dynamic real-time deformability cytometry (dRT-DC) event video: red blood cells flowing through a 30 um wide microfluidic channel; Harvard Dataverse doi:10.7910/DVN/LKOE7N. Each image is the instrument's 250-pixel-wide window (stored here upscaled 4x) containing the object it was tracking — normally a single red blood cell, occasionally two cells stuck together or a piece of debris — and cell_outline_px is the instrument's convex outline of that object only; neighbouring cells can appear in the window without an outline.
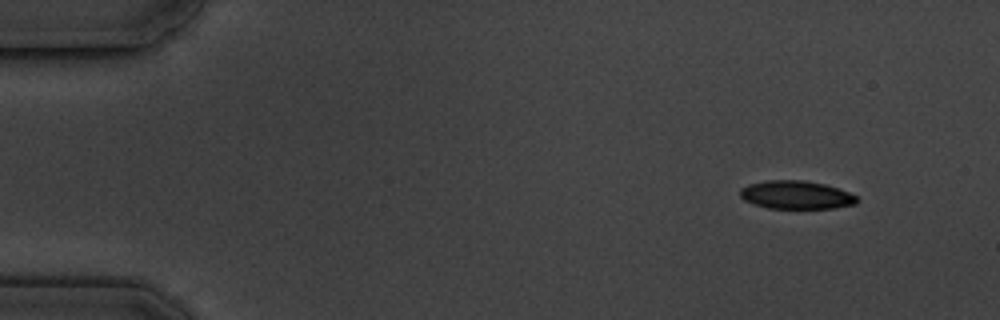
{"species": "common noctule bat (a hibernating species)", "species_latin": "Nyctalus noctula", "temperature_condition": "cold", "stored_images_in_passage": 6, "camera_frame_rate_fps": 3000, "um_per_image_px": 0.085, "animal": {"sex": "male", "body_mass_g": 19.5, "forearm_length_mm": 54.6}, "frame": {"image": 1, "passage_image": 1, "time_ms": 0.0, "image_size_px": [1000, 320], "cell_outline_px": [[860, 200], [856, 204], [832, 208], [768, 208], [752, 204], [744, 200], [740, 196], [740, 188], [748, 184], [764, 180], [804, 180], [824, 184], [848, 192], [856, 196]], "centroid_in_image_um": [67.64, 16.56], "position_along_channel_um": 17.4, "area_um2": 19.31}}
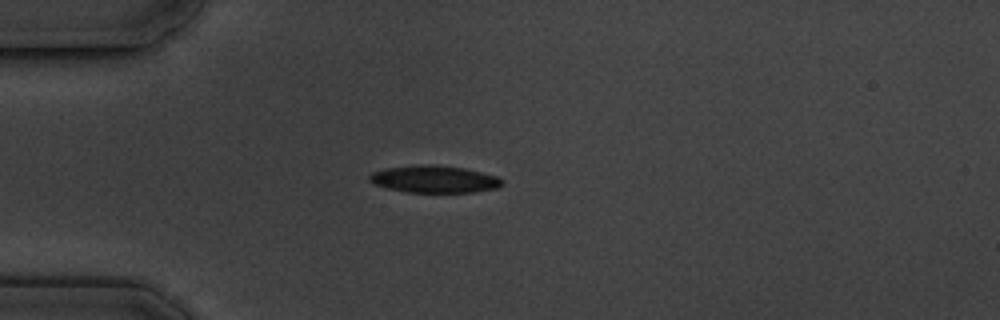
{"frame": {"image": 2, "passage_image": 4, "time_ms": 3.333, "image_size_px": [1000, 320], "cell_outline_px": [[504, 184], [496, 188], [472, 192], [408, 192], [388, 188], [372, 184], [368, 180], [368, 176], [372, 172], [384, 168], [416, 164], [436, 164], [464, 168], [496, 176], [504, 180]], "centroid_in_image_um": [36.87, 15.21], "position_along_channel_um": 48.1, "area_um2": 21.21}}
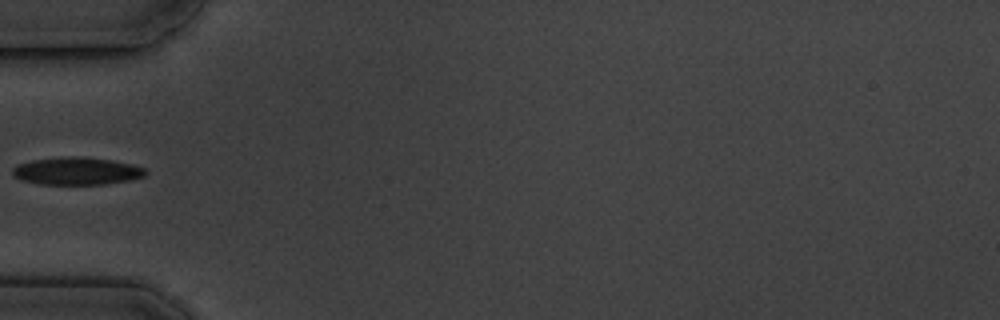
{"frame": {"image": 3, "passage_image": 5, "time_ms": 4.667, "image_size_px": [1000, 320], "cell_outline_px": [[148, 172], [144, 176], [128, 180], [104, 184], [40, 184], [20, 180], [12, 176], [12, 168], [16, 164], [32, 160], [60, 156], [76, 156], [112, 160], [132, 164], [144, 168]], "centroid_in_image_um": [6.46, 14.53], "position_along_channel_um": 78.5, "area_um2": 21.5}}